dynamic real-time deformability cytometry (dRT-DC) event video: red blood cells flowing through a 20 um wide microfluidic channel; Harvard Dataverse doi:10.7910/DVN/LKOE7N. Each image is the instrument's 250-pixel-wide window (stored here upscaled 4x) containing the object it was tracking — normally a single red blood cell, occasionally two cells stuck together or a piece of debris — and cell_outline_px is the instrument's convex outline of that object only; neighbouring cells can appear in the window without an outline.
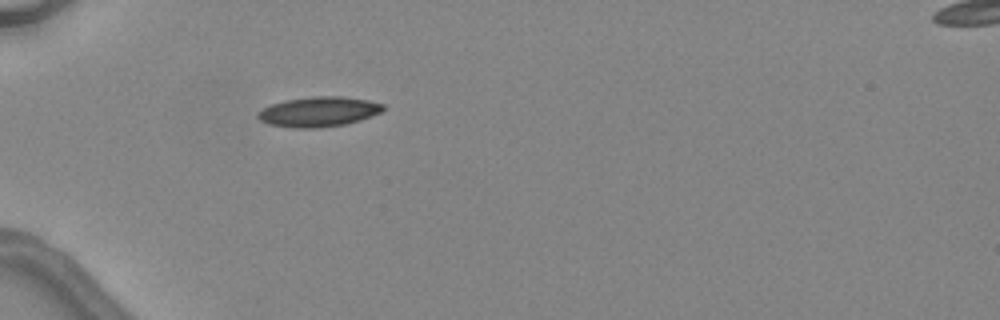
{"species": "common noctule bat (a hibernating species)", "species_latin": "Nyctalus noctula", "temperature_condition": "warm", "stored_images_in_passage": 2, "camera_frame_rate_fps": 3000, "um_per_image_px": 0.085, "animal": {"sex": "female", "body_mass_g": 24.6, "forearm_length_mm": 56.2}, "frame": {"image": 1, "passage_image": 2, "time_ms": 1.333, "image_size_px": [1000, 320], "cell_outline_px": [[384, 108], [380, 112], [360, 120], [344, 124], [320, 128], [292, 128], [268, 124], [260, 120], [256, 116], [264, 108], [272, 104], [284, 100], [312, 96], [340, 96], [368, 100], [384, 104]], "centroid_in_image_um": [27.07, 9.5], "position_along_channel_um": 57.9, "area_um2": 21.79}}